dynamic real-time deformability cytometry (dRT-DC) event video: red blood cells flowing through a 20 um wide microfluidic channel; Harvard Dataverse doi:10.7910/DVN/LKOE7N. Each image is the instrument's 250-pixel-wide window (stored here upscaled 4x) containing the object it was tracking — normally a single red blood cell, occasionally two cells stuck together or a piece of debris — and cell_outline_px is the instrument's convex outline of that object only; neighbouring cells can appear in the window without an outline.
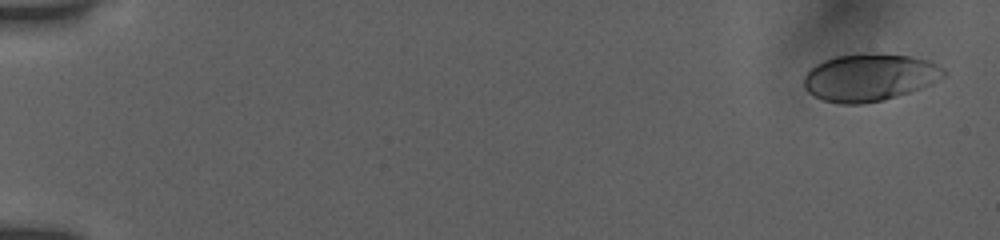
{"species": "human", "species_latin": "Homo sapiens", "temperature_condition": "room temperature", "stored_images_in_passage": 38, "camera_frame_rate_fps": 3000, "um_per_image_px": 0.085, "donor": {"sex": "female"}, "frame": {"image": 1, "passage_image": 1, "time_ms": 0.0, "image_size_px": [1000, 240], "cell_outline_px": [[948, 72], [944, 76], [932, 84], [884, 100], [860, 104], [840, 104], [824, 100], [808, 92], [804, 88], [804, 76], [816, 64], [824, 60], [836, 56], [864, 52], [876, 52], [908, 56], [928, 60], [944, 68]], "centroid_in_image_um": [73.92, 6.56], "position_along_channel_um": 11.1, "area_um2": 38.78}}
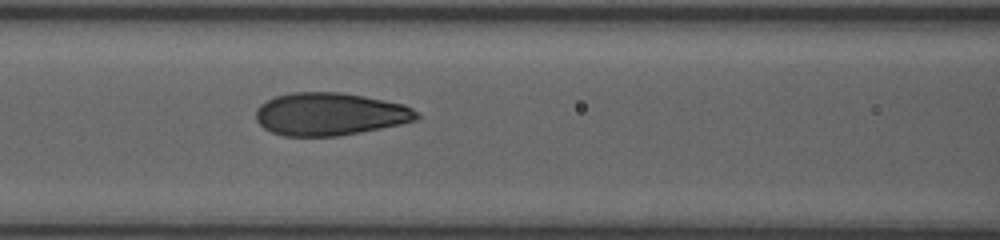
{"frame": {"image": 2, "passage_image": 16, "time_ms": 7.667, "image_size_px": [1000, 240], "cell_outline_px": [[420, 116], [416, 120], [400, 124], [360, 132], [336, 136], [284, 136], [272, 132], [264, 128], [256, 120], [256, 108], [260, 104], [276, 96], [292, 92], [340, 92], [364, 96], [404, 104], [412, 108]], "centroid_in_image_um": [28.02, 9.69], "position_along_channel_um": 138.6, "area_um2": 39.94}}
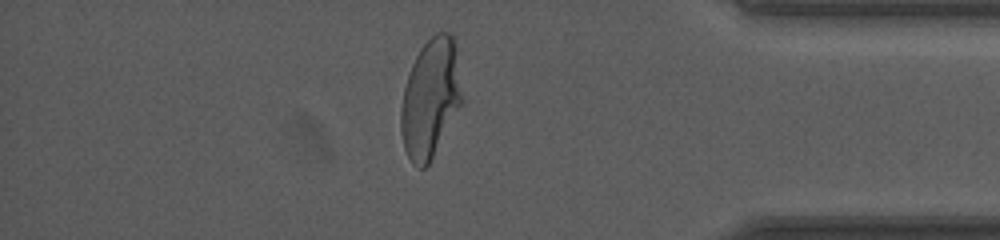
{"frame": {"image": 3, "passage_image": 33, "time_ms": 15.0, "image_size_px": [1000, 240], "cell_outline_px": [[464, 100], [428, 164], [424, 168], [420, 168], [412, 164], [404, 148], [400, 132], [400, 108], [404, 88], [412, 64], [420, 48], [436, 32], [448, 32], [452, 36], [456, 48]], "centroid_in_image_um": [36.59, 8.35], "position_along_channel_um": 398.6, "area_um2": 42.31}, "authors_computed_cell_mechanics": {"area_um2": 39.9109, "velocity_mm_per_s": 3.8742, "shape_relaxation_time_tau1_ms": 5.2794, "shape_relaxation_time_tau2_ms": null, "deformation_change_tau1": 0.2065, "deformation_change_tau2": null}}